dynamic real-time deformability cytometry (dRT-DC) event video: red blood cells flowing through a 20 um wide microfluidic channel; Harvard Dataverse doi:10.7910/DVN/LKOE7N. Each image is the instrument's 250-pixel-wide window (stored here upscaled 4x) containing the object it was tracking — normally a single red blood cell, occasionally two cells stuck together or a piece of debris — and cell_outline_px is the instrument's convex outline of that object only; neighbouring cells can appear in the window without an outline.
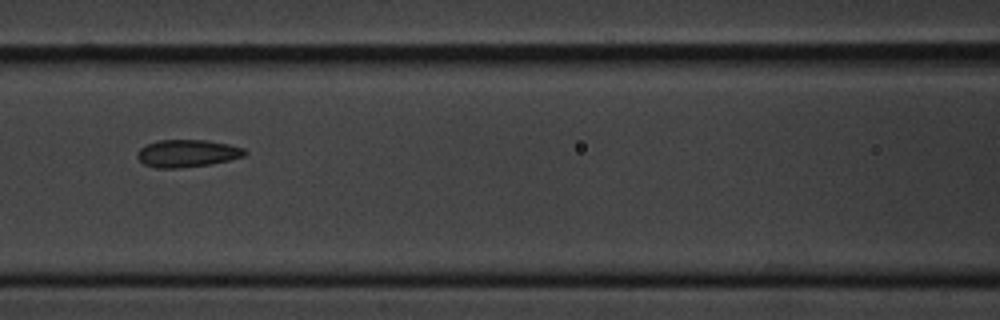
{"species": "common noctule bat (a hibernating species)", "species_latin": "Nyctalus noctula", "temperature_condition": "cold", "stored_images_in_passage": 12, "camera_frame_rate_fps": 3000, "um_per_image_px": 0.085, "animal": {"sex": "male", "body_mass_g": 20.1, "forearm_length_mm": 53.5}, "frame": {"image": 1, "passage_image": 3, "time_ms": 2.333, "image_size_px": [1000, 320], "cell_outline_px": [[248, 152], [244, 156], [228, 160], [208, 164], [180, 168], [156, 168], [144, 164], [136, 156], [136, 152], [140, 148], [148, 144], [160, 140], [208, 140], [228, 144], [244, 148]], "centroid_in_image_um": [15.91, 13.03], "position_along_channel_um": 150.7, "area_um2": 17.11}}
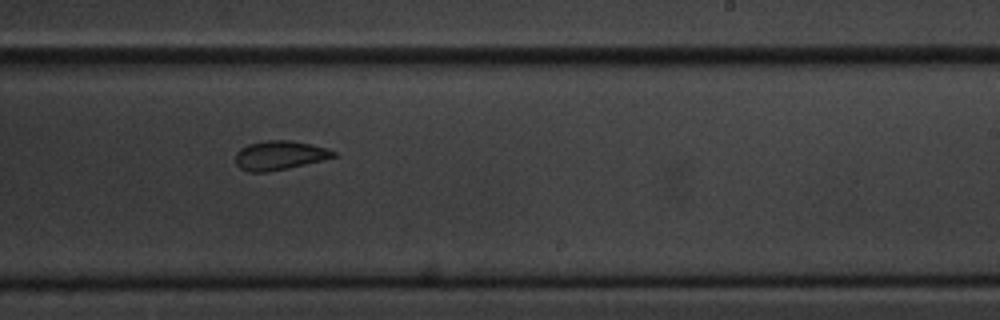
{"frame": {"image": 2, "passage_image": 6, "time_ms": 5.667, "image_size_px": [1000, 320], "cell_outline_px": [[336, 156], [288, 168], [268, 172], [248, 172], [240, 168], [236, 164], [236, 152], [240, 148], [248, 144], [264, 140], [292, 140], [324, 148], [336, 152]], "centroid_in_image_um": [23.69, 13.2], "position_along_channel_um": 265.3, "area_um2": 16.42}}
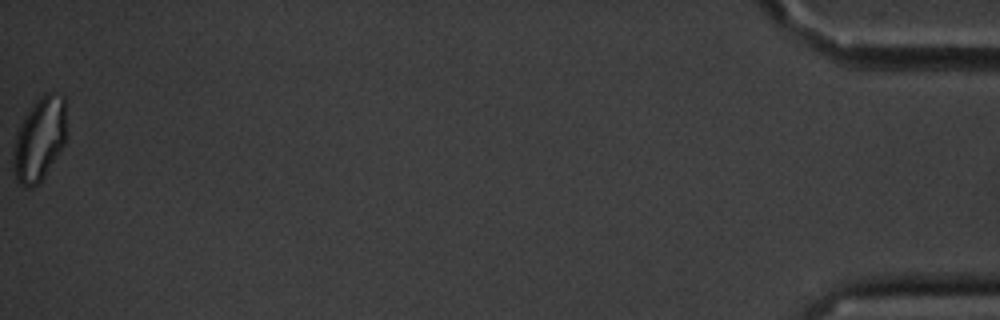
{"frame": {"image": 3, "passage_image": 12, "time_ms": 13.333, "image_size_px": [1000, 320], "cell_outline_px": [[64, 144], [40, 180], [32, 188], [28, 188], [20, 184], [16, 180], [12, 168], [12, 152], [16, 132], [28, 112], [36, 100], [44, 92], [52, 92], [64, 96]], "centroid_in_image_um": [3.29, 11.83], "position_along_channel_um": 431.9, "area_um2": 25.37}, "authors_computed_cell_mechanics": {"area_um2": 17.3978, "velocity_mm_per_s": 3.4342, "shape_relaxation_time_tau1_ms": 2.5622, "shape_relaxation_time_tau2_ms": 1.3274, "deformation_change_tau1": 0.0938, "deformation_change_tau2": 0.0515}}